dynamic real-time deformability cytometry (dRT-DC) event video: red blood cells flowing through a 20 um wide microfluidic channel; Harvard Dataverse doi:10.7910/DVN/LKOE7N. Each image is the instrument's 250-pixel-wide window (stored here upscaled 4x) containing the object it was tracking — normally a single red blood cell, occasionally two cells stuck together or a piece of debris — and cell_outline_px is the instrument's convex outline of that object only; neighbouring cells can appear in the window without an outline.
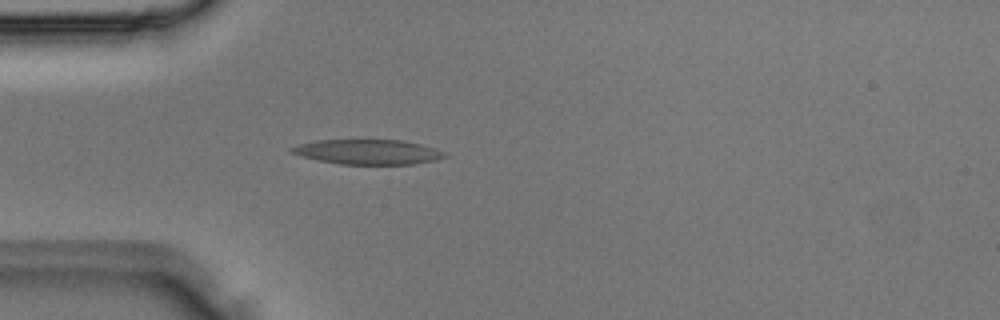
{"species": "Egyptian fruit bat (a non-hibernating species)", "species_latin": "Rousettus aegyptiacus", "temperature_condition": "room temperature", "stored_images_in_passage": 3, "camera_frame_rate_fps": 3000, "um_per_image_px": 0.085, "animal": {"sex": "male"}, "frame": {"image": 1, "passage_image": 3, "time_ms": 0.667, "image_size_px": [1000, 320], "cell_outline_px": [[448, 156], [436, 160], [412, 164], [340, 164], [300, 156], [288, 152], [288, 148], [296, 144], [316, 140], [400, 140], [420, 144], [444, 152]], "centroid_in_image_um": [31.19, 12.91], "position_along_channel_um": 53.8, "area_um2": 22.14}}